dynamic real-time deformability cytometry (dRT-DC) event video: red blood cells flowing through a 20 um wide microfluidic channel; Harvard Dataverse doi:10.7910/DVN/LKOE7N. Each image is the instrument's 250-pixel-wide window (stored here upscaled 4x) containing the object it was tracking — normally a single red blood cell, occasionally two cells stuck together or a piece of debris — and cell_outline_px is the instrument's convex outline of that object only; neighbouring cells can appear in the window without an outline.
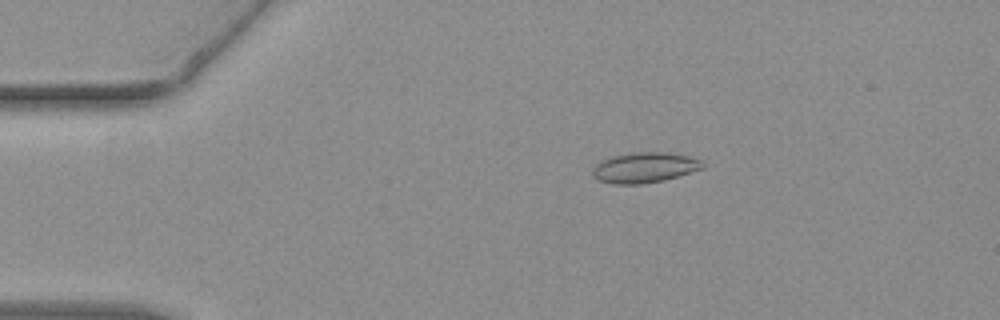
{"species": "common noctule bat (a hibernating species)", "species_latin": "Nyctalus noctula", "temperature_condition": "warm", "stored_images_in_passage": 54, "camera_frame_rate_fps": 3000, "um_per_image_px": 0.085, "animal": {"sex": "female", "body_mass_g": 19.3, "forearm_length_mm": 54.1}, "frame": {"image": 1, "passage_image": 10, "time_ms": 3.0, "image_size_px": [1000, 320], "cell_outline_px": [[704, 168], [664, 180], [640, 184], [612, 184], [600, 180], [592, 176], [592, 168], [596, 164], [612, 156], [632, 152], [668, 152], [688, 156], [700, 160], [704, 164]], "centroid_in_image_um": [54.77, 14.24], "position_along_channel_um": 30.2, "area_um2": 19.42}}
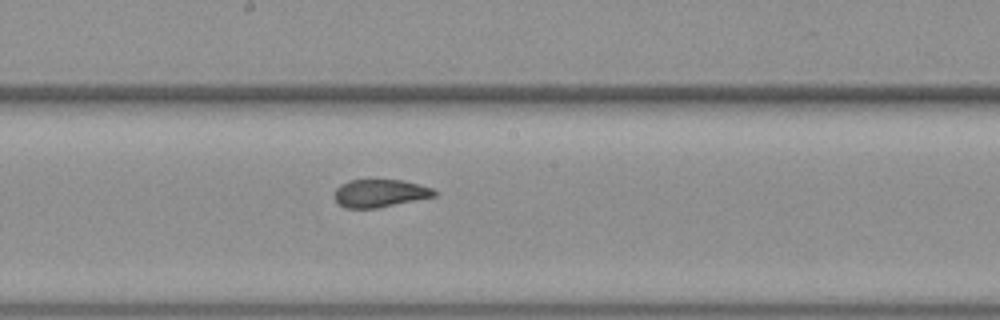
{"frame": {"image": 2, "passage_image": 29, "time_ms": 9.333, "image_size_px": [1000, 320], "cell_outline_px": [[436, 196], [376, 208], [344, 208], [332, 196], [336, 188], [340, 184], [348, 180], [400, 180], [432, 188], [436, 192]], "centroid_in_image_um": [32.23, 16.43], "position_along_channel_um": 216.0, "area_um2": 16.07}}
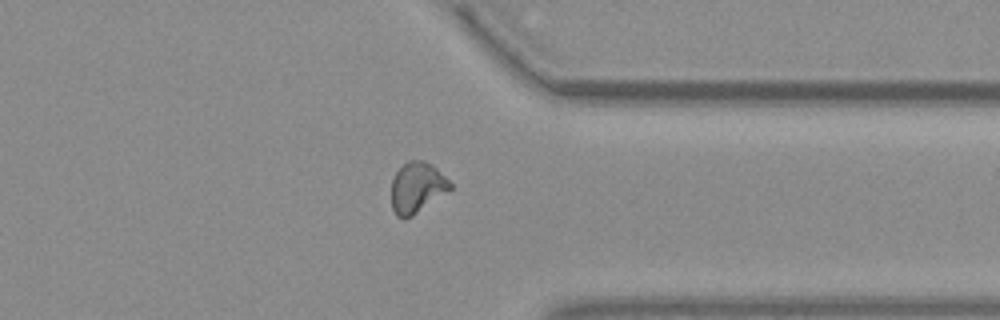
{"frame": {"image": 3, "passage_image": 42, "time_ms": 13.667, "image_size_px": [1000, 320], "cell_outline_px": [[452, 188], [412, 216], [404, 220], [396, 216], [392, 208], [392, 180], [396, 172], [408, 160], [424, 160], [432, 164], [452, 184]], "centroid_in_image_um": [35.43, 15.95], "position_along_channel_um": 376.0, "area_um2": 17.22}, "authors_computed_cell_mechanics": {"area_um2": 17.5134, "velocity_mm_per_s": 3.807, "shape_relaxation_time_tau1_ms": null, "shape_relaxation_time_tau2_ms": 0.8711, "deformation_change_tau1": null, "deformation_change_tau2": 0.0485}}